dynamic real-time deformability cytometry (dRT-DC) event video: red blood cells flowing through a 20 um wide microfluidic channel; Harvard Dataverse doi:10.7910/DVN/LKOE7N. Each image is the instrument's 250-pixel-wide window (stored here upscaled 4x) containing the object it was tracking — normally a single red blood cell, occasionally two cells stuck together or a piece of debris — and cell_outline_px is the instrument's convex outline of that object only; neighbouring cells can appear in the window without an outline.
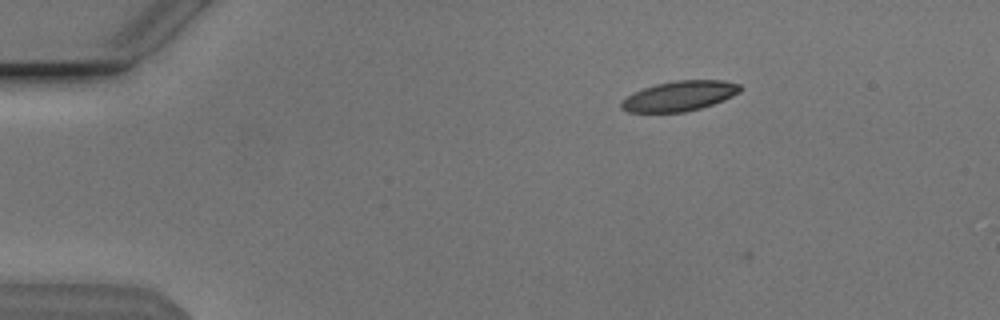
{"species": "Egyptian fruit bat (a non-hibernating species)", "species_latin": "Rousettus aegyptiacus", "temperature_condition": "cold", "stored_images_in_passage": 8, "camera_frame_rate_fps": 3000, "um_per_image_px": 0.085, "animal": {"sex": "male"}, "frame": {"image": 1, "passage_image": 7, "time_ms": 2.0, "image_size_px": [1000, 320], "cell_outline_px": [[740, 92], [724, 100], [700, 108], [684, 112], [628, 112], [620, 108], [620, 100], [644, 88], [656, 84], [676, 80], [724, 80], [740, 84]], "centroid_in_image_um": [57.75, 8.16], "position_along_channel_um": 27.3, "area_um2": 20.69}}